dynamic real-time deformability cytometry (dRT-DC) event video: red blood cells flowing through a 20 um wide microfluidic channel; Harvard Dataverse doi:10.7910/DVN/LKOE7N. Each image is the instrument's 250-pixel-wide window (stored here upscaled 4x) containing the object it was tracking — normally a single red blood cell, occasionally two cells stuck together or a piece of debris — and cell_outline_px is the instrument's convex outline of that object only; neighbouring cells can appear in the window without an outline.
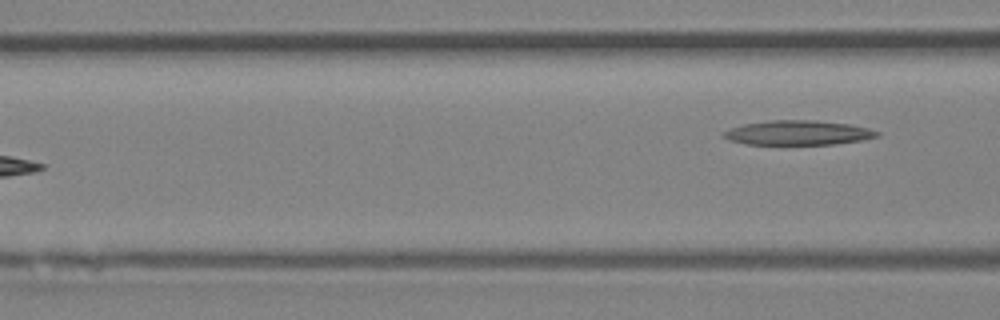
{"species": "Egyptian fruit bat (a non-hibernating species)", "species_latin": "Rousettus aegyptiacus", "temperature_condition": "room temperature", "stored_images_in_passage": 7, "camera_frame_rate_fps": 3000, "um_per_image_px": 0.085, "animal": {"sex": "female"}, "frame": {"image": 1, "passage_image": 7, "time_ms": 8.0, "image_size_px": [1000, 320], "cell_outline_px": [[880, 132], [876, 136], [864, 140], [836, 144], [744, 144], [728, 140], [720, 136], [720, 132], [728, 128], [744, 124], [768, 120], [816, 120], [848, 124], [868, 128]], "centroid_in_image_um": [67.74, 11.28], "position_along_channel_um": 98.9, "area_um2": 22.14}}